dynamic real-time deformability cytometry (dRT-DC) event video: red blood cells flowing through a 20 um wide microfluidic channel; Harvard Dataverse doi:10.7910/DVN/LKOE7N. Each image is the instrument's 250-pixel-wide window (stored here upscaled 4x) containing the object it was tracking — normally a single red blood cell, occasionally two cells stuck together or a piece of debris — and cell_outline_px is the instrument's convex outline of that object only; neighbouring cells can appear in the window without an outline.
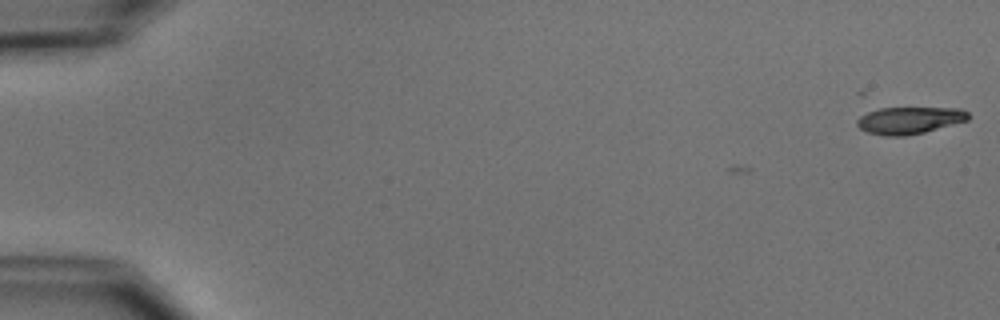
{"species": "common noctule bat (a hibernating species)", "species_latin": "Nyctalus noctula", "temperature_condition": "cold", "stored_images_in_passage": 3, "camera_frame_rate_fps": 3000, "um_per_image_px": 0.085, "animal": {"sex": "male", "body_mass_g": 15.6}, "frame": {"image": 1, "passage_image": 1, "time_ms": 0.0, "image_size_px": [1000, 320], "cell_outline_px": [[972, 116], [968, 120], [924, 132], [904, 136], [888, 136], [868, 132], [860, 128], [856, 124], [856, 120], [860, 116], [868, 112], [880, 108], [960, 108], [968, 112]], "centroid_in_image_um": [77.32, 10.22], "position_along_channel_um": 7.7, "area_um2": 17.46}}